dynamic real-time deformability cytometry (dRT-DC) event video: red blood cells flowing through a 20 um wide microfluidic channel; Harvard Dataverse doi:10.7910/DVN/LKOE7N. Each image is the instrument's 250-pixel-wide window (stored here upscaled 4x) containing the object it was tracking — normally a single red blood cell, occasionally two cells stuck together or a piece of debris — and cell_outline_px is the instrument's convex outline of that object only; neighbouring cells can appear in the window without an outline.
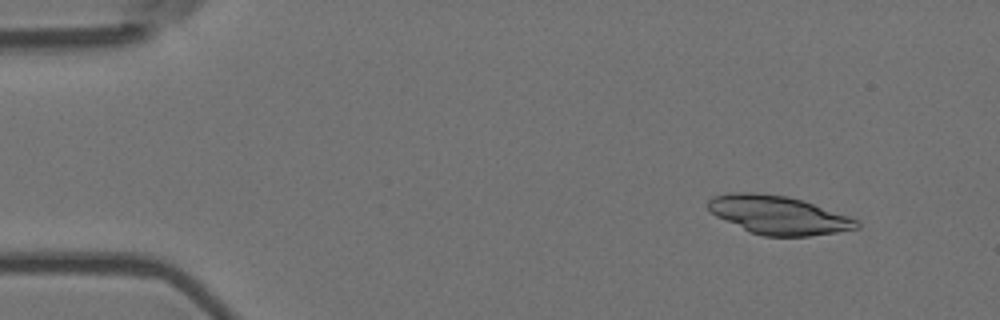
{"species": "Egyptian fruit bat (a non-hibernating species)", "species_latin": "Rousettus aegyptiacus", "temperature_condition": "room temperature", "stored_images_in_passage": 7, "camera_frame_rate_fps": 3000, "um_per_image_px": 0.085, "animal": {"sex": "female"}, "frame": {"image": 1, "passage_image": 1, "time_ms": 0.0, "image_size_px": [1000, 320], "cell_outline_px": [[860, 228], [836, 232], [808, 236], [764, 236], [752, 232], [724, 220], [716, 216], [708, 208], [708, 200], [712, 196], [728, 192], [756, 192], [788, 196], [804, 200], [860, 220]], "centroid_in_image_um": [66.18, 18.26], "position_along_channel_um": 18.8, "area_um2": 33.41}}